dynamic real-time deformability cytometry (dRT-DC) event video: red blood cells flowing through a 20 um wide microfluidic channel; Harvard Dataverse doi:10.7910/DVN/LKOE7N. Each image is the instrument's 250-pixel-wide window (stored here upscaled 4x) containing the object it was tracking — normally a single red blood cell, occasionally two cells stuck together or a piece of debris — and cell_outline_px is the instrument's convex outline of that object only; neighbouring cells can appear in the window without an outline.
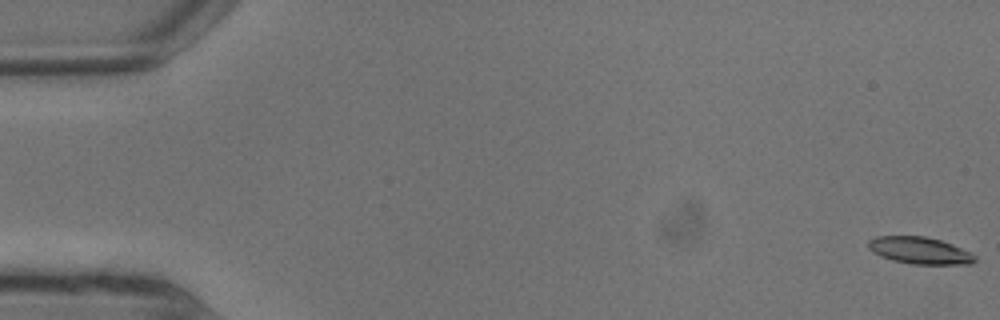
{"species": "common noctule bat (a hibernating species)", "species_latin": "Nyctalus noctula", "temperature_condition": "warm", "stored_images_in_passage": 10, "camera_frame_rate_fps": 3000, "um_per_image_px": 0.085, "animal": {"sex": "male", "body_mass_g": 13.3}, "frame": {"image": 1, "passage_image": 1, "time_ms": 0.0, "image_size_px": [1000, 320], "cell_outline_px": [[976, 260], [972, 264], [912, 264], [892, 260], [880, 256], [872, 252], [868, 248], [868, 240], [876, 236], [924, 236], [940, 240], [952, 244], [972, 252], [976, 256]], "centroid_in_image_um": [78.18, 21.29], "position_along_channel_um": 6.8, "area_um2": 16.88}}
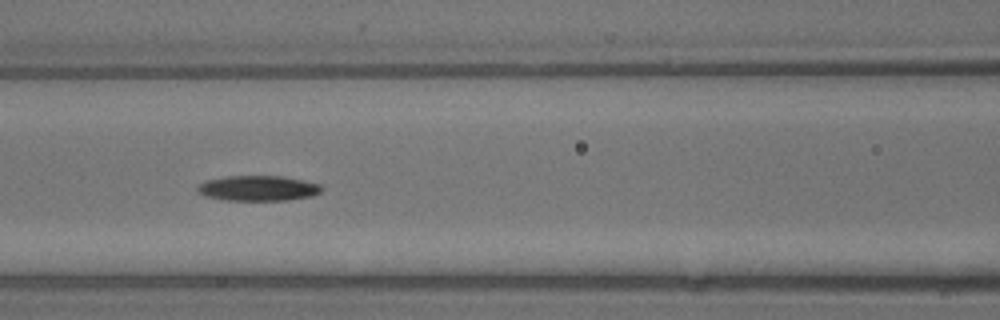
{"frame": {"image": 2, "passage_image": 9, "time_ms": 2.667, "image_size_px": [1000, 320], "cell_outline_px": [[324, 188], [320, 192], [312, 196], [288, 200], [224, 200], [208, 196], [196, 192], [196, 188], [204, 180], [224, 176], [284, 176], [304, 180], [320, 184]], "centroid_in_image_um": [21.94, 15.99], "position_along_channel_um": 144.7, "area_um2": 18.44}}
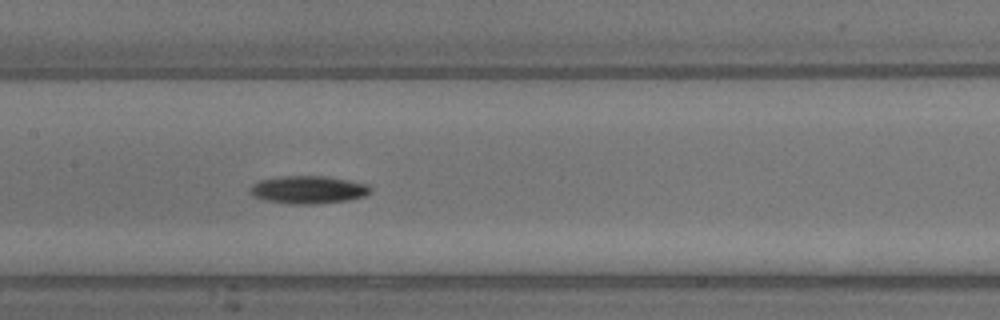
{"frame": {"image": 3, "passage_image": 10, "time_ms": 3.0, "image_size_px": [1000, 320], "cell_outline_px": [[372, 188], [364, 196], [348, 200], [312, 204], [288, 204], [264, 200], [252, 196], [248, 192], [248, 188], [252, 184], [260, 180], [280, 176], [328, 176], [368, 184]], "centroid_in_image_um": [26.14, 16.12], "position_along_channel_um": 181.3, "area_um2": 19.65}}